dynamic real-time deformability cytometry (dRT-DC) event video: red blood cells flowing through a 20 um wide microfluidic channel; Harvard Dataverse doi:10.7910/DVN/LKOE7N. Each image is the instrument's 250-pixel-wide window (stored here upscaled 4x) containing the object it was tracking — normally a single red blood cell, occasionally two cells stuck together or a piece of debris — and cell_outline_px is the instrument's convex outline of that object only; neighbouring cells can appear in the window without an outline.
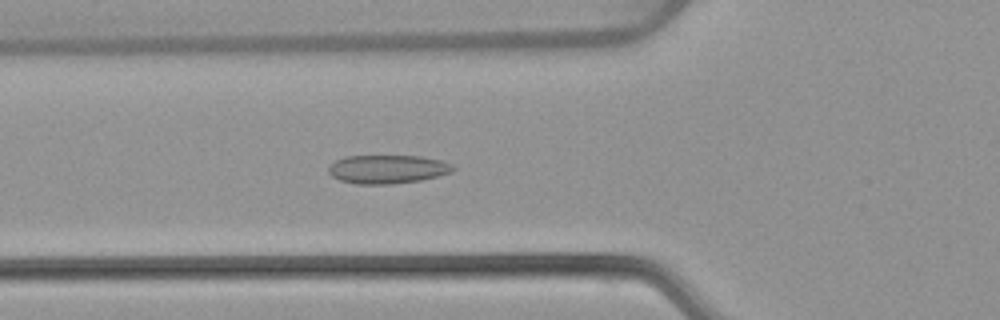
{"species": "common noctule bat (a hibernating species)", "species_latin": "Nyctalus noctula", "temperature_condition": "warm", "stored_images_in_passage": 52, "camera_frame_rate_fps": 3000, "um_per_image_px": 0.085, "animal": {"sex": "female", "body_mass_g": 22.7, "forearm_length_mm": 54.2}, "frame": {"image": 1, "passage_image": 18, "time_ms": 5.667, "image_size_px": [1000, 320], "cell_outline_px": [[456, 168], [452, 172], [420, 180], [392, 184], [356, 184], [340, 180], [332, 176], [328, 172], [328, 168], [336, 160], [344, 156], [420, 156], [440, 160], [452, 164]], "centroid_in_image_um": [32.93, 14.38], "position_along_channel_um": 92.9, "area_um2": 20.69}}
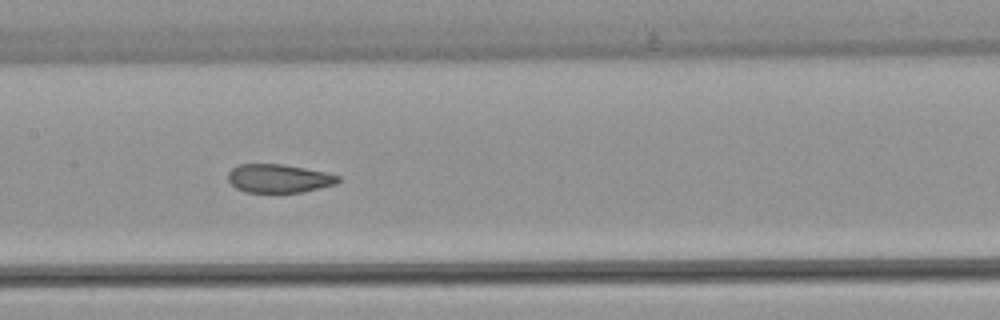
{"frame": {"image": 2, "passage_image": 25, "time_ms": 8.0, "image_size_px": [1000, 320], "cell_outline_px": [[344, 180], [336, 184], [300, 192], [244, 192], [236, 188], [228, 180], [228, 172], [232, 168], [240, 164], [284, 164], [324, 172], [340, 176]], "centroid_in_image_um": [23.71, 15.16], "position_along_channel_um": 183.7, "area_um2": 18.26}}
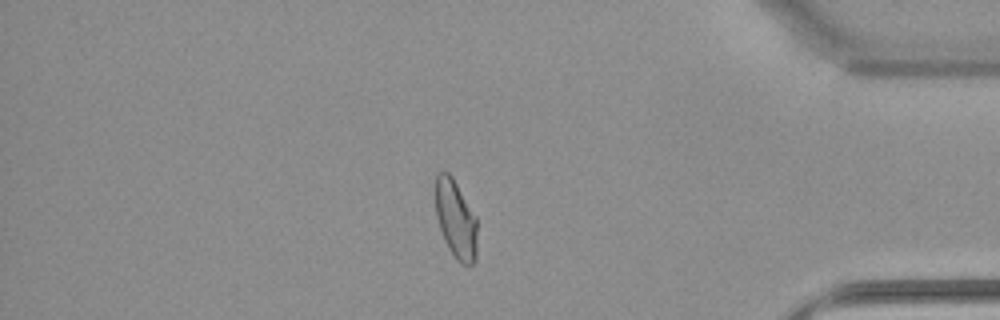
{"frame": {"image": 3, "passage_image": 44, "time_ms": 14.333, "image_size_px": [1000, 320], "cell_outline_px": [[476, 260], [472, 264], [460, 264], [456, 260], [448, 248], [444, 240], [436, 216], [436, 172], [440, 168], [448, 172], [452, 176], [476, 216]], "centroid_in_image_um": [38.73, 18.61], "position_along_channel_um": 396.5, "area_um2": 19.19}, "authors_computed_cell_mechanics": {"area_um2": 20.3745, "velocity_mm_per_s": 3.8742, "shape_relaxation_time_tau1_ms": null, "shape_relaxation_time_tau2_ms": 1.1893, "deformation_change_tau1": null, "deformation_change_tau2": 0.0657}}